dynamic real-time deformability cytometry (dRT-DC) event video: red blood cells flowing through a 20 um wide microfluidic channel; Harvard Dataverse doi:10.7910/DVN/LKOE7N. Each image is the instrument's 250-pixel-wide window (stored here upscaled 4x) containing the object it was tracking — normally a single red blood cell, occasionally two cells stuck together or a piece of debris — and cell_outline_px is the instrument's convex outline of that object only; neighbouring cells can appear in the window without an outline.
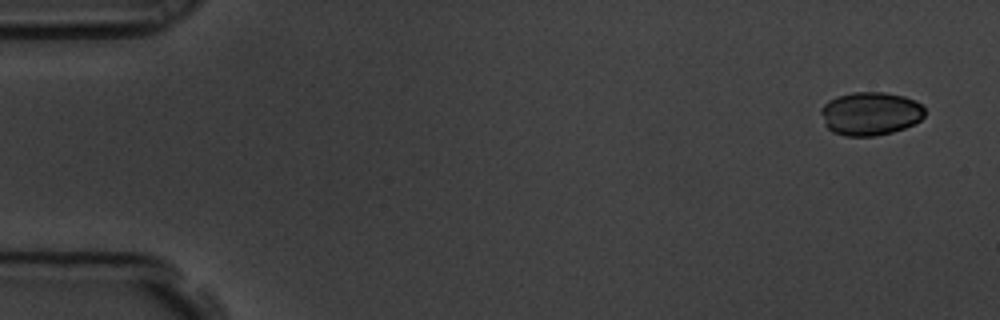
{"species": "common noctule bat (a hibernating species)", "species_latin": "Nyctalus noctula", "temperature_condition": "room temperature", "stored_images_in_passage": 6, "camera_frame_rate_fps": 3000, "um_per_image_px": 0.085, "animal": {"sex": "male", "body_mass_g": 19.5, "forearm_length_mm": 54.6}, "frame": {"image": 1, "passage_image": 1, "time_ms": 0.0, "image_size_px": [1000, 320], "cell_outline_px": [[924, 116], [920, 120], [904, 128], [892, 132], [876, 136], [844, 136], [832, 132], [824, 124], [820, 112], [820, 108], [828, 100], [836, 96], [852, 92], [884, 92], [904, 96], [916, 100], [924, 108]], "centroid_in_image_um": [73.95, 9.65], "position_along_channel_um": 11.1, "area_um2": 26.47}}
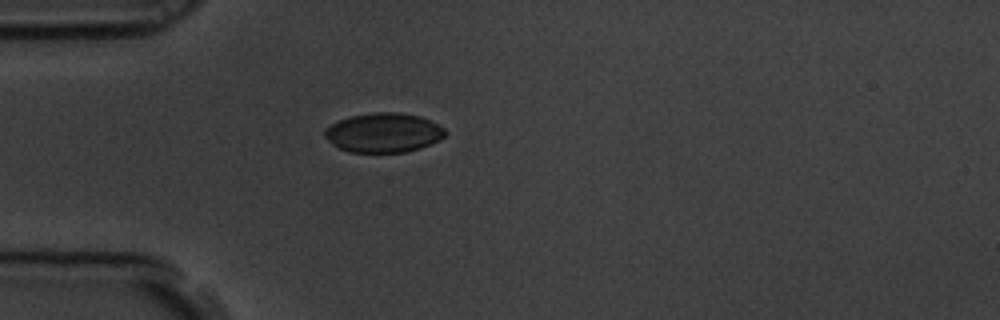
{"frame": {"image": 2, "passage_image": 5, "time_ms": 1.333, "image_size_px": [1000, 320], "cell_outline_px": [[448, 132], [440, 140], [420, 148], [404, 152], [348, 152], [332, 144], [324, 136], [324, 128], [340, 120], [352, 116], [372, 112], [396, 112], [420, 116], [444, 128]], "centroid_in_image_um": [32.6, 11.28], "position_along_channel_um": 52.4, "area_um2": 27.57}}